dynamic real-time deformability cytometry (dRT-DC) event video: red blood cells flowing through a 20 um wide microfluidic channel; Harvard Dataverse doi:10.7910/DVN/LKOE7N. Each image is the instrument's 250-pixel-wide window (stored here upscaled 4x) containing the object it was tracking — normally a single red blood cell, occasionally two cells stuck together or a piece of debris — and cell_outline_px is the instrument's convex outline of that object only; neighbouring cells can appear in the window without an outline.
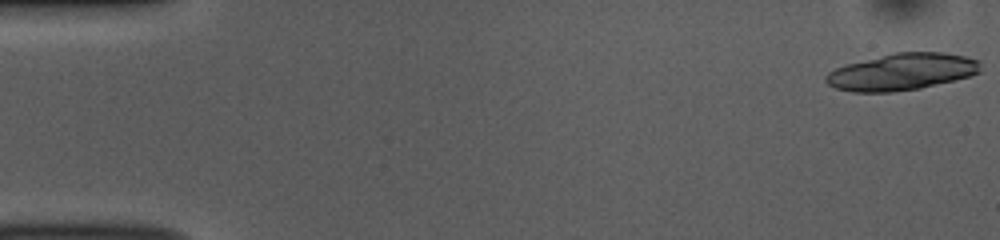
{"species": "common noctule bat (a hibernating species)", "species_latin": "Nyctalus noctula", "temperature_condition": "room temperature", "stored_images_in_passage": 19, "camera_frame_rate_fps": 3000, "um_per_image_px": 0.085, "animal": {"sex": "female", "body_mass_g": 10.0, "forearm_length_mm": 53.1}, "frame": {"image": 1, "passage_image": 1, "time_ms": 0.0, "image_size_px": [1000, 240], "cell_outline_px": [[980, 72], [968, 76], [920, 88], [892, 92], [852, 92], [836, 88], [828, 84], [824, 80], [824, 76], [828, 72], [836, 68], [848, 64], [892, 52], [944, 52], [964, 56], [980, 60]], "centroid_in_image_um": [76.63, 6.1], "position_along_channel_um": 8.4, "area_um2": 33.0}}